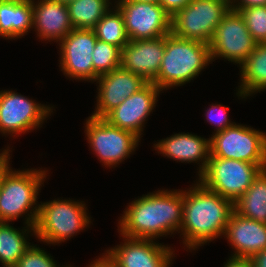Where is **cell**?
<instances>
[{"label": "cell", "mask_w": 266, "mask_h": 267, "mask_svg": "<svg viewBox=\"0 0 266 267\" xmlns=\"http://www.w3.org/2000/svg\"><path fill=\"white\" fill-rule=\"evenodd\" d=\"M122 213L116 229L121 236L153 240L173 237L183 221V189L158 188L129 202Z\"/></svg>", "instance_id": "1"}, {"label": "cell", "mask_w": 266, "mask_h": 267, "mask_svg": "<svg viewBox=\"0 0 266 267\" xmlns=\"http://www.w3.org/2000/svg\"><path fill=\"white\" fill-rule=\"evenodd\" d=\"M183 190V221L180 238L186 251H196L225 234L234 203L207 189L197 179ZM196 182V183H195Z\"/></svg>", "instance_id": "2"}, {"label": "cell", "mask_w": 266, "mask_h": 267, "mask_svg": "<svg viewBox=\"0 0 266 267\" xmlns=\"http://www.w3.org/2000/svg\"><path fill=\"white\" fill-rule=\"evenodd\" d=\"M10 155L1 153L0 222L23 218V225L35 227L40 206L38 195L49 171L43 167L14 170Z\"/></svg>", "instance_id": "3"}, {"label": "cell", "mask_w": 266, "mask_h": 267, "mask_svg": "<svg viewBox=\"0 0 266 267\" xmlns=\"http://www.w3.org/2000/svg\"><path fill=\"white\" fill-rule=\"evenodd\" d=\"M212 64L209 44L184 39L169 33L159 73L153 82L163 92L186 85Z\"/></svg>", "instance_id": "4"}, {"label": "cell", "mask_w": 266, "mask_h": 267, "mask_svg": "<svg viewBox=\"0 0 266 267\" xmlns=\"http://www.w3.org/2000/svg\"><path fill=\"white\" fill-rule=\"evenodd\" d=\"M68 199L40 202L35 225V239L40 243L59 246L91 226L92 217L85 201Z\"/></svg>", "instance_id": "5"}, {"label": "cell", "mask_w": 266, "mask_h": 267, "mask_svg": "<svg viewBox=\"0 0 266 267\" xmlns=\"http://www.w3.org/2000/svg\"><path fill=\"white\" fill-rule=\"evenodd\" d=\"M86 140L101 165L118 167L136 152L141 139L133 132L109 124L103 118L89 116L84 124Z\"/></svg>", "instance_id": "6"}, {"label": "cell", "mask_w": 266, "mask_h": 267, "mask_svg": "<svg viewBox=\"0 0 266 267\" xmlns=\"http://www.w3.org/2000/svg\"><path fill=\"white\" fill-rule=\"evenodd\" d=\"M51 105V106H50ZM54 105L41 104L36 99L11 90H0V133L13 137L41 128L53 114ZM46 120V121H45Z\"/></svg>", "instance_id": "7"}, {"label": "cell", "mask_w": 266, "mask_h": 267, "mask_svg": "<svg viewBox=\"0 0 266 267\" xmlns=\"http://www.w3.org/2000/svg\"><path fill=\"white\" fill-rule=\"evenodd\" d=\"M230 9L229 0H192L172 16L171 33L209 44L218 24Z\"/></svg>", "instance_id": "8"}, {"label": "cell", "mask_w": 266, "mask_h": 267, "mask_svg": "<svg viewBox=\"0 0 266 267\" xmlns=\"http://www.w3.org/2000/svg\"><path fill=\"white\" fill-rule=\"evenodd\" d=\"M210 157L241 160L266 169V133L235 123L210 137Z\"/></svg>", "instance_id": "9"}, {"label": "cell", "mask_w": 266, "mask_h": 267, "mask_svg": "<svg viewBox=\"0 0 266 267\" xmlns=\"http://www.w3.org/2000/svg\"><path fill=\"white\" fill-rule=\"evenodd\" d=\"M261 170L257 164L210 157L204 173L197 180L207 189L235 203Z\"/></svg>", "instance_id": "10"}, {"label": "cell", "mask_w": 266, "mask_h": 267, "mask_svg": "<svg viewBox=\"0 0 266 267\" xmlns=\"http://www.w3.org/2000/svg\"><path fill=\"white\" fill-rule=\"evenodd\" d=\"M119 237L123 242L105 249L99 256L109 267H171L177 257L175 249L168 244L153 239Z\"/></svg>", "instance_id": "11"}, {"label": "cell", "mask_w": 266, "mask_h": 267, "mask_svg": "<svg viewBox=\"0 0 266 267\" xmlns=\"http://www.w3.org/2000/svg\"><path fill=\"white\" fill-rule=\"evenodd\" d=\"M257 44L240 13L230 9L209 43L212 63L224 59L240 67Z\"/></svg>", "instance_id": "12"}, {"label": "cell", "mask_w": 266, "mask_h": 267, "mask_svg": "<svg viewBox=\"0 0 266 267\" xmlns=\"http://www.w3.org/2000/svg\"><path fill=\"white\" fill-rule=\"evenodd\" d=\"M97 38L93 30L73 29L57 45L59 69L70 80L94 83L99 75L93 69L92 53Z\"/></svg>", "instance_id": "13"}, {"label": "cell", "mask_w": 266, "mask_h": 267, "mask_svg": "<svg viewBox=\"0 0 266 267\" xmlns=\"http://www.w3.org/2000/svg\"><path fill=\"white\" fill-rule=\"evenodd\" d=\"M114 5L124 18L129 40H146L171 33L172 16L159 4L116 0Z\"/></svg>", "instance_id": "14"}, {"label": "cell", "mask_w": 266, "mask_h": 267, "mask_svg": "<svg viewBox=\"0 0 266 267\" xmlns=\"http://www.w3.org/2000/svg\"><path fill=\"white\" fill-rule=\"evenodd\" d=\"M164 93L153 83H147L138 92L125 98L118 107L110 111L103 119L120 129L133 132L142 139L146 121L156 108L159 95Z\"/></svg>", "instance_id": "15"}, {"label": "cell", "mask_w": 266, "mask_h": 267, "mask_svg": "<svg viewBox=\"0 0 266 267\" xmlns=\"http://www.w3.org/2000/svg\"><path fill=\"white\" fill-rule=\"evenodd\" d=\"M95 82L94 84H97L96 106L90 116L97 118H104L125 98L138 92L147 84L139 75L120 67L100 75Z\"/></svg>", "instance_id": "16"}, {"label": "cell", "mask_w": 266, "mask_h": 267, "mask_svg": "<svg viewBox=\"0 0 266 267\" xmlns=\"http://www.w3.org/2000/svg\"><path fill=\"white\" fill-rule=\"evenodd\" d=\"M154 142L156 153L176 162L197 163V179L204 173L211 155L210 137L204 138L195 133L179 132Z\"/></svg>", "instance_id": "17"}, {"label": "cell", "mask_w": 266, "mask_h": 267, "mask_svg": "<svg viewBox=\"0 0 266 267\" xmlns=\"http://www.w3.org/2000/svg\"><path fill=\"white\" fill-rule=\"evenodd\" d=\"M165 52V36L130 40L122 49L120 68L142 77L147 83H153L159 73Z\"/></svg>", "instance_id": "18"}, {"label": "cell", "mask_w": 266, "mask_h": 267, "mask_svg": "<svg viewBox=\"0 0 266 267\" xmlns=\"http://www.w3.org/2000/svg\"><path fill=\"white\" fill-rule=\"evenodd\" d=\"M223 237L233 250L230 257L251 258L266 249V224L233 211Z\"/></svg>", "instance_id": "19"}, {"label": "cell", "mask_w": 266, "mask_h": 267, "mask_svg": "<svg viewBox=\"0 0 266 267\" xmlns=\"http://www.w3.org/2000/svg\"><path fill=\"white\" fill-rule=\"evenodd\" d=\"M33 30L39 41L59 43L74 29L67 5L53 0H32Z\"/></svg>", "instance_id": "20"}, {"label": "cell", "mask_w": 266, "mask_h": 267, "mask_svg": "<svg viewBox=\"0 0 266 267\" xmlns=\"http://www.w3.org/2000/svg\"><path fill=\"white\" fill-rule=\"evenodd\" d=\"M33 29L32 0H0V37L17 40Z\"/></svg>", "instance_id": "21"}, {"label": "cell", "mask_w": 266, "mask_h": 267, "mask_svg": "<svg viewBox=\"0 0 266 267\" xmlns=\"http://www.w3.org/2000/svg\"><path fill=\"white\" fill-rule=\"evenodd\" d=\"M239 69L240 82L235 90L238 99H244L245 101V99L251 98L258 92H265L266 43H258Z\"/></svg>", "instance_id": "22"}, {"label": "cell", "mask_w": 266, "mask_h": 267, "mask_svg": "<svg viewBox=\"0 0 266 267\" xmlns=\"http://www.w3.org/2000/svg\"><path fill=\"white\" fill-rule=\"evenodd\" d=\"M12 222H0V263L17 264L25 251L31 246L30 237H36L35 227L25 225L14 227Z\"/></svg>", "instance_id": "23"}, {"label": "cell", "mask_w": 266, "mask_h": 267, "mask_svg": "<svg viewBox=\"0 0 266 267\" xmlns=\"http://www.w3.org/2000/svg\"><path fill=\"white\" fill-rule=\"evenodd\" d=\"M239 215L266 224V169L254 178L251 186L234 203Z\"/></svg>", "instance_id": "24"}, {"label": "cell", "mask_w": 266, "mask_h": 267, "mask_svg": "<svg viewBox=\"0 0 266 267\" xmlns=\"http://www.w3.org/2000/svg\"><path fill=\"white\" fill-rule=\"evenodd\" d=\"M113 3L114 0H73L66 5L74 29L92 30Z\"/></svg>", "instance_id": "25"}, {"label": "cell", "mask_w": 266, "mask_h": 267, "mask_svg": "<svg viewBox=\"0 0 266 267\" xmlns=\"http://www.w3.org/2000/svg\"><path fill=\"white\" fill-rule=\"evenodd\" d=\"M98 40L122 49L130 40L126 32L124 18L114 5L92 29Z\"/></svg>", "instance_id": "26"}, {"label": "cell", "mask_w": 266, "mask_h": 267, "mask_svg": "<svg viewBox=\"0 0 266 267\" xmlns=\"http://www.w3.org/2000/svg\"><path fill=\"white\" fill-rule=\"evenodd\" d=\"M120 57L119 47L97 39L92 53L93 69L99 76L109 73L119 68Z\"/></svg>", "instance_id": "27"}, {"label": "cell", "mask_w": 266, "mask_h": 267, "mask_svg": "<svg viewBox=\"0 0 266 267\" xmlns=\"http://www.w3.org/2000/svg\"><path fill=\"white\" fill-rule=\"evenodd\" d=\"M243 17L250 35L257 43H266V6L231 9Z\"/></svg>", "instance_id": "28"}, {"label": "cell", "mask_w": 266, "mask_h": 267, "mask_svg": "<svg viewBox=\"0 0 266 267\" xmlns=\"http://www.w3.org/2000/svg\"><path fill=\"white\" fill-rule=\"evenodd\" d=\"M18 267H71V264L60 266L57 261L37 244L31 246L25 251V254L19 259Z\"/></svg>", "instance_id": "29"}, {"label": "cell", "mask_w": 266, "mask_h": 267, "mask_svg": "<svg viewBox=\"0 0 266 267\" xmlns=\"http://www.w3.org/2000/svg\"><path fill=\"white\" fill-rule=\"evenodd\" d=\"M210 107L205 109V119L207 123L211 124L215 127L214 132H212L211 136L213 134H216L218 132H221L225 130L228 127L233 126L236 122L231 121V118L229 117V107L224 106L221 103H212L209 105Z\"/></svg>", "instance_id": "30"}, {"label": "cell", "mask_w": 266, "mask_h": 267, "mask_svg": "<svg viewBox=\"0 0 266 267\" xmlns=\"http://www.w3.org/2000/svg\"><path fill=\"white\" fill-rule=\"evenodd\" d=\"M192 0H159V4L173 16L177 11L182 10Z\"/></svg>", "instance_id": "31"}, {"label": "cell", "mask_w": 266, "mask_h": 267, "mask_svg": "<svg viewBox=\"0 0 266 267\" xmlns=\"http://www.w3.org/2000/svg\"><path fill=\"white\" fill-rule=\"evenodd\" d=\"M231 9H244L254 6H266V0H229Z\"/></svg>", "instance_id": "32"}, {"label": "cell", "mask_w": 266, "mask_h": 267, "mask_svg": "<svg viewBox=\"0 0 266 267\" xmlns=\"http://www.w3.org/2000/svg\"><path fill=\"white\" fill-rule=\"evenodd\" d=\"M228 257L222 267H254L250 258Z\"/></svg>", "instance_id": "33"}, {"label": "cell", "mask_w": 266, "mask_h": 267, "mask_svg": "<svg viewBox=\"0 0 266 267\" xmlns=\"http://www.w3.org/2000/svg\"><path fill=\"white\" fill-rule=\"evenodd\" d=\"M250 259L254 267H266V249L256 253Z\"/></svg>", "instance_id": "34"}, {"label": "cell", "mask_w": 266, "mask_h": 267, "mask_svg": "<svg viewBox=\"0 0 266 267\" xmlns=\"http://www.w3.org/2000/svg\"><path fill=\"white\" fill-rule=\"evenodd\" d=\"M89 264L91 267H109L99 256Z\"/></svg>", "instance_id": "35"}, {"label": "cell", "mask_w": 266, "mask_h": 267, "mask_svg": "<svg viewBox=\"0 0 266 267\" xmlns=\"http://www.w3.org/2000/svg\"><path fill=\"white\" fill-rule=\"evenodd\" d=\"M13 148H10L9 145L5 146L4 149H0V185H1V153H12Z\"/></svg>", "instance_id": "36"}, {"label": "cell", "mask_w": 266, "mask_h": 267, "mask_svg": "<svg viewBox=\"0 0 266 267\" xmlns=\"http://www.w3.org/2000/svg\"><path fill=\"white\" fill-rule=\"evenodd\" d=\"M128 1L159 3V0H128Z\"/></svg>", "instance_id": "37"}, {"label": "cell", "mask_w": 266, "mask_h": 267, "mask_svg": "<svg viewBox=\"0 0 266 267\" xmlns=\"http://www.w3.org/2000/svg\"><path fill=\"white\" fill-rule=\"evenodd\" d=\"M53 1H58V2H60V3L67 4V3H69V2H71V1H73V0H53Z\"/></svg>", "instance_id": "38"}, {"label": "cell", "mask_w": 266, "mask_h": 267, "mask_svg": "<svg viewBox=\"0 0 266 267\" xmlns=\"http://www.w3.org/2000/svg\"><path fill=\"white\" fill-rule=\"evenodd\" d=\"M3 267H18L17 264H7V265H2ZM1 266V267H2Z\"/></svg>", "instance_id": "39"}]
</instances>
